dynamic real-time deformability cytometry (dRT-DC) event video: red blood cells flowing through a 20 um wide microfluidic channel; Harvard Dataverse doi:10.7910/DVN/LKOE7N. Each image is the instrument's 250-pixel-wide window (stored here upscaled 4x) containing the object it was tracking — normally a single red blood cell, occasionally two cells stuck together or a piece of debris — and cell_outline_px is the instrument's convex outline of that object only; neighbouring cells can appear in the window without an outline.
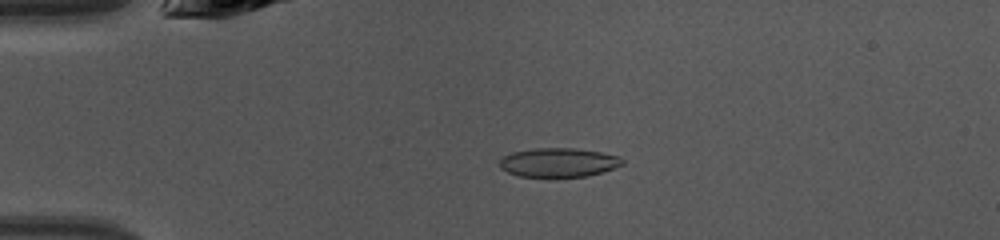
{"species": "common noctule bat (a hibernating species)", "species_latin": "Nyctalus noctula", "temperature_condition": "warm", "stored_images_in_passage": 46, "camera_frame_rate_fps": 3000, "um_per_image_px": 0.085, "animal": {"sex": "female", "body_mass_g": 10.0, "forearm_length_mm": 53.1}, "frame": {"image": 1, "passage_image": 11, "time_ms": 3.333, "image_size_px": [1000, 240], "cell_outline_px": [[624, 164], [600, 172], [584, 176], [520, 176], [508, 172], [500, 168], [500, 160], [504, 156], [512, 152], [536, 148], [576, 148], [600, 152], [620, 156], [624, 160]], "centroid_in_image_um": [47.48, 13.79], "position_along_channel_um": 37.5, "area_um2": 20.46}}
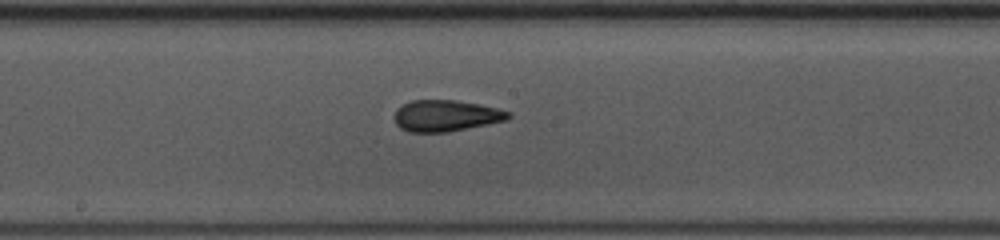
{"frame": {"image": 2, "passage_image": 25, "time_ms": 8.0, "image_size_px": [1000, 240], "cell_outline_px": [[512, 116], [508, 120], [448, 132], [408, 132], [400, 128], [396, 124], [396, 108], [412, 100], [456, 100], [480, 104], [512, 112]], "centroid_in_image_um": [37.94, 9.84], "position_along_channel_um": 210.3, "area_um2": 20.87}}
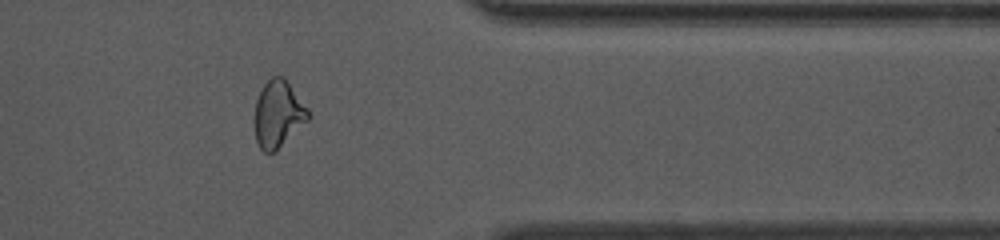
{"frame": {"image": 3, "passage_image": 38, "time_ms": 12.333, "image_size_px": [1000, 240], "cell_outline_px": [[312, 116], [308, 120], [272, 152], [264, 152], [260, 148], [256, 140], [252, 120], [256, 100], [264, 84], [272, 76], [280, 76], [288, 84], [312, 112]], "centroid_in_image_um": [23.61, 9.69], "position_along_channel_um": 387.8, "area_um2": 20.69}, "authors_computed_cell_mechanics": {"area_um2": 20.7791, "velocity_mm_per_s": 4.345, "shape_relaxation_time_tau1_ms": null, "shape_relaxation_time_tau2_ms": 1.3332, "deformation_change_tau1": null, "deformation_change_tau2": 0.1011}}